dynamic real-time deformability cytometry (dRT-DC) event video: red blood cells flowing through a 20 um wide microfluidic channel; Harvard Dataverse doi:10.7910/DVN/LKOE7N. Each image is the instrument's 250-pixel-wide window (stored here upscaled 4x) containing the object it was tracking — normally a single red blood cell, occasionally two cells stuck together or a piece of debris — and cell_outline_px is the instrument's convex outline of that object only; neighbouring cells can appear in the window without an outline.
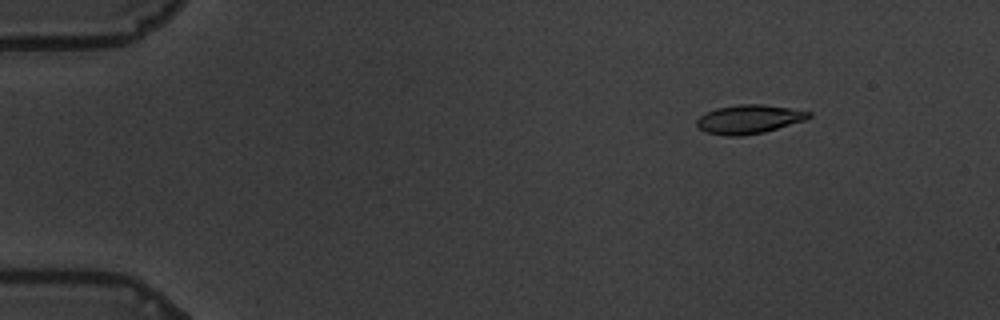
{"species": "common noctule bat (a hibernating species)", "species_latin": "Nyctalus noctula", "temperature_condition": "warm", "stored_images_in_passage": 59, "camera_frame_rate_fps": 3000, "um_per_image_px": 0.085, "animal": {"sex": "male", "body_mass_g": 19.5, "forearm_length_mm": 54.6}, "frame": {"image": 1, "passage_image": 8, "time_ms": 2.333, "image_size_px": [1000, 320], "cell_outline_px": [[812, 116], [804, 120], [764, 132], [740, 136], [728, 136], [708, 132], [700, 128], [696, 124], [696, 120], [704, 112], [716, 108], [740, 104], [764, 104], [812, 112]], "centroid_in_image_um": [63.65, 10.12], "position_along_channel_um": 21.4, "area_um2": 18.67}}
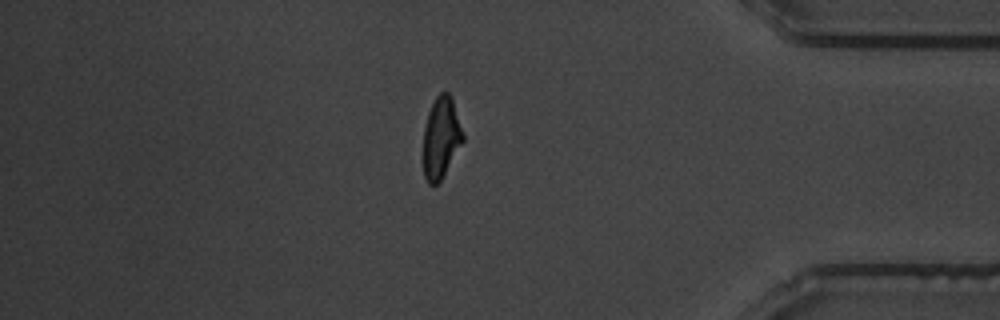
{"frame": {"image": 2, "passage_image": 51, "time_ms": 16.667, "image_size_px": [1000, 320], "cell_outline_px": [[464, 140], [440, 180], [436, 184], [428, 184], [424, 176], [420, 160], [424, 128], [428, 112], [436, 96], [440, 92], [448, 92], [452, 96], [464, 136]], "centroid_in_image_um": [37.44, 11.72], "position_along_channel_um": 397.8, "area_um2": 19.25}}
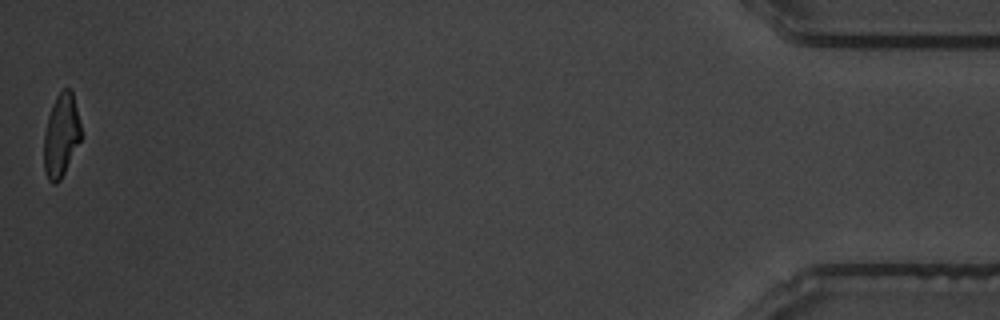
{"frame": {"image": 3, "passage_image": 59, "time_ms": 19.333, "image_size_px": [1000, 320], "cell_outline_px": [[80, 140], [60, 180], [56, 184], [52, 184], [48, 180], [44, 168], [44, 136], [48, 116], [52, 104], [56, 96], [64, 88], [72, 88], [80, 124]], "centroid_in_image_um": [5.18, 11.48], "position_along_channel_um": 430.0, "area_um2": 17.74}, "authors_computed_cell_mechanics": {"area_um2": 19.1896, "velocity_mm_per_s": 3.4906, "shape_relaxation_time_tau1_ms": 3.4765, "shape_relaxation_time_tau2_ms": 1.2916, "deformation_change_tau1": 0.1907, "deformation_change_tau2": 0.0749}}